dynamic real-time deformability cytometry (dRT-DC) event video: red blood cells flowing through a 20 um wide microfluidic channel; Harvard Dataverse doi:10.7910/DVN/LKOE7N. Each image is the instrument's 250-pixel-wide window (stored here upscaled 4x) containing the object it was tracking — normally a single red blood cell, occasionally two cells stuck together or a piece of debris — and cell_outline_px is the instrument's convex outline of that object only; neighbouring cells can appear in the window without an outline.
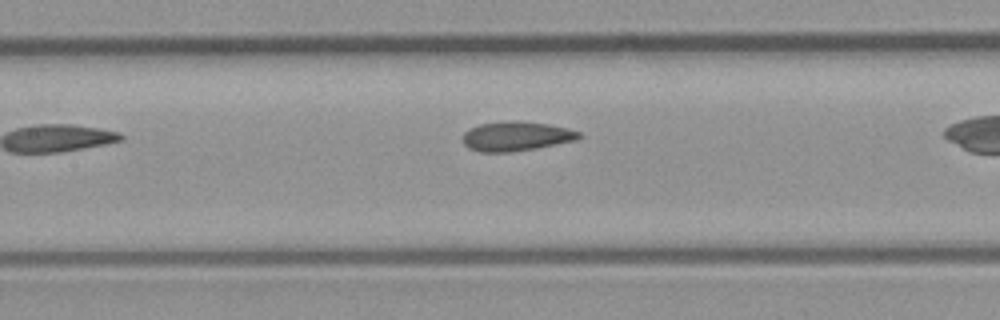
{"species": "common noctule bat (a hibernating species)", "species_latin": "Nyctalus noctula", "temperature_condition": "room temperature", "stored_images_in_passage": 8, "segment_of_instrument_passage": [1, 2], "camera_frame_rate_fps": 3000, "um_per_image_px": 0.085, "animal": {"sex": "male", "body_mass_g": 23.1, "forearm_length_mm": 52.7}, "frame": {"image": 1, "passage_image": 6, "time_ms": 5.667, "image_size_px": [1000, 320], "cell_outline_px": [[584, 136], [576, 140], [536, 148], [512, 152], [480, 152], [468, 148], [464, 144], [464, 132], [480, 124], [516, 120], [548, 124], [568, 128], [580, 132]], "centroid_in_image_um": [43.91, 11.58], "position_along_channel_um": 163.5, "area_um2": 19.88}}